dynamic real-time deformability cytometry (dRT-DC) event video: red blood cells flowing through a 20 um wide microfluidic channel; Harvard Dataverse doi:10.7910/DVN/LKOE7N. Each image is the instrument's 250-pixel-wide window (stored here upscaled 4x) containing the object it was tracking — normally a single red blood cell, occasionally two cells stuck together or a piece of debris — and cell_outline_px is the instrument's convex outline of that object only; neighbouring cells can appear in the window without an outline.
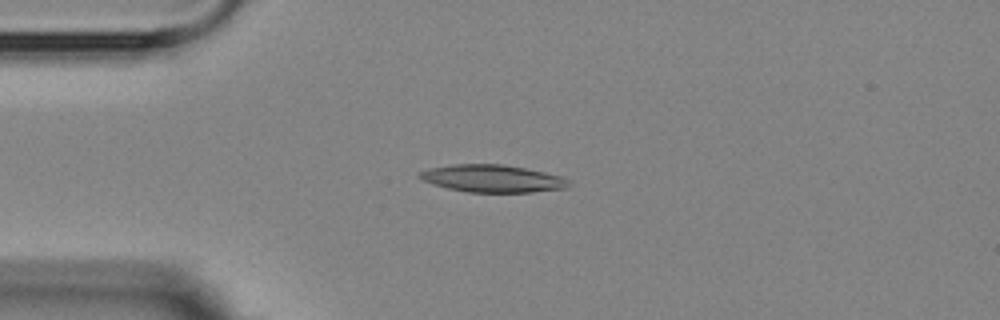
{"species": "Egyptian fruit bat (a non-hibernating species)", "species_latin": "Rousettus aegyptiacus", "temperature_condition": "room temperature", "stored_images_in_passage": 5, "camera_frame_rate_fps": 3000, "um_per_image_px": 0.085, "animal": {"sex": "female"}, "frame": {"image": 1, "passage_image": 3, "time_ms": 2.667, "image_size_px": [1000, 320], "cell_outline_px": [[572, 184], [568, 188], [532, 192], [468, 192], [448, 188], [432, 184], [420, 180], [416, 176], [420, 172], [428, 168], [452, 164], [504, 164], [544, 172], [560, 176], [572, 180]], "centroid_in_image_um": [41.86, 15.17], "position_along_channel_um": 43.1, "area_um2": 24.1}}
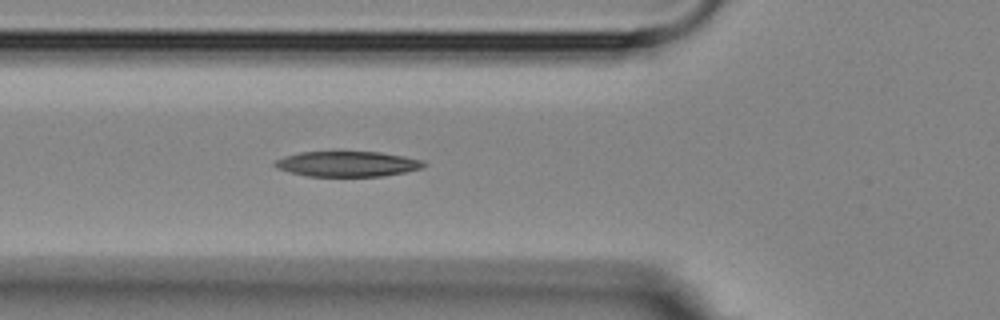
{"frame": {"image": 2, "passage_image": 5, "time_ms": 4.667, "image_size_px": [1000, 320], "cell_outline_px": [[424, 164], [420, 168], [404, 172], [380, 176], [308, 176], [276, 168], [272, 164], [276, 160], [284, 156], [300, 152], [380, 152], [404, 156], [420, 160]], "centroid_in_image_um": [29.46, 13.93], "position_along_channel_um": 96.3, "area_um2": 21.62}}